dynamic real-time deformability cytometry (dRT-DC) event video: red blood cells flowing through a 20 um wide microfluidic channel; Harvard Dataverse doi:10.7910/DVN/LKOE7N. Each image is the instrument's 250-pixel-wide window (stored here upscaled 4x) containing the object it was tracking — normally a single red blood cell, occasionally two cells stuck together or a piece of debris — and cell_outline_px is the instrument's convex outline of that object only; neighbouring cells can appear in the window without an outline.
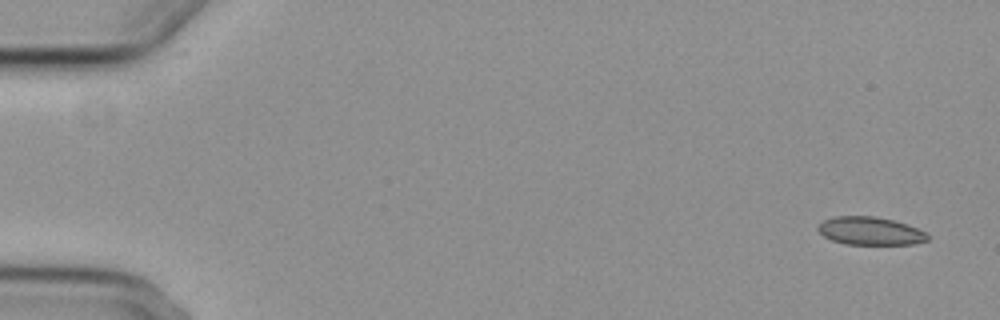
{"species": "common noctule bat (a hibernating species)", "species_latin": "Nyctalus noctula", "temperature_condition": "cold", "stored_images_in_passage": 3, "camera_frame_rate_fps": 3000, "um_per_image_px": 0.085, "animal": {"sex": "female", "body_mass_g": 29.2, "forearm_length_mm": 56.3}, "frame": {"image": 1, "passage_image": 1, "time_ms": 0.0, "image_size_px": [1000, 320], "cell_outline_px": [[928, 240], [912, 244], [844, 244], [832, 240], [824, 236], [816, 228], [824, 220], [836, 216], [876, 216], [892, 220], [916, 228], [924, 232], [928, 236]], "centroid_in_image_um": [73.93, 19.63], "position_along_channel_um": 11.1, "area_um2": 17.63}}